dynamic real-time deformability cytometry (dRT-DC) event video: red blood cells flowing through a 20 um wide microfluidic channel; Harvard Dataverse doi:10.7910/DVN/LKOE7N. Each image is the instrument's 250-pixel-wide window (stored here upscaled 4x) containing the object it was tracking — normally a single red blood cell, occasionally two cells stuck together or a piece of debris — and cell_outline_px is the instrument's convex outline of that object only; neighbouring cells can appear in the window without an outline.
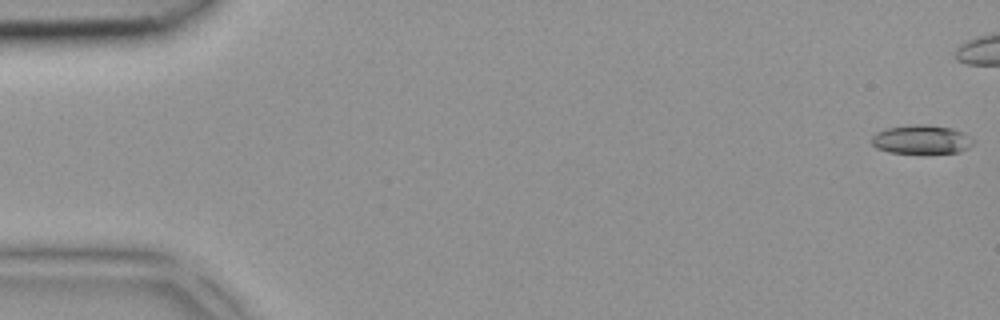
{"species": "common noctule bat (a hibernating species)", "species_latin": "Nyctalus noctula", "temperature_condition": "room temperature", "stored_images_in_passage": 4, "camera_frame_rate_fps": 3000, "um_per_image_px": 0.085, "animal": {"sex": "female", "body_mass_g": 18.4}, "frame": {"image": 1, "passage_image": 1, "time_ms": 0.0, "image_size_px": [1000, 320], "cell_outline_px": [[976, 140], [968, 148], [960, 152], [888, 152], [876, 148], [872, 144], [872, 136], [876, 132], [888, 128], [920, 124], [952, 128], [964, 132]], "centroid_in_image_um": [78.35, 11.85], "position_along_channel_um": 6.6, "area_um2": 16.82}}